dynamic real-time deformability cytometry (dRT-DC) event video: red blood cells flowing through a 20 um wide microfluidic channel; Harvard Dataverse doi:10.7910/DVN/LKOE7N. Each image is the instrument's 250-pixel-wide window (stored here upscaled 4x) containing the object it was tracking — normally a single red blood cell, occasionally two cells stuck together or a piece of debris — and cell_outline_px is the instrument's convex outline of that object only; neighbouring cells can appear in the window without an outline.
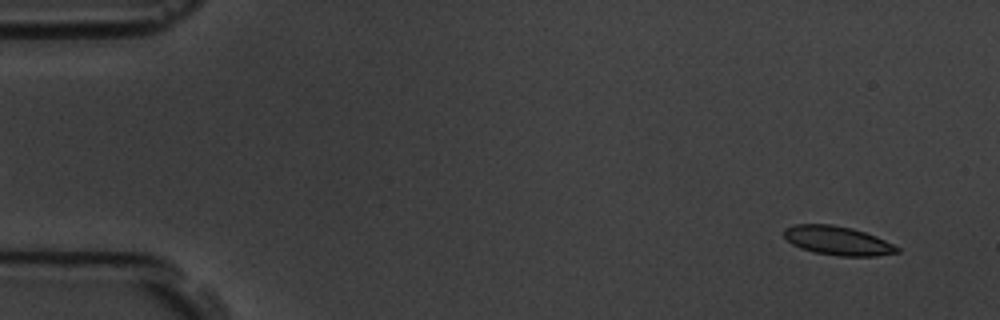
{"species": "common noctule bat (a hibernating species)", "species_latin": "Nyctalus noctula", "temperature_condition": "room temperature", "stored_images_in_passage": 6, "camera_frame_rate_fps": 3000, "um_per_image_px": 0.085, "animal": {"sex": "male", "body_mass_g": 19.5, "forearm_length_mm": 54.6}, "frame": {"image": 1, "passage_image": 3, "time_ms": 0.667, "image_size_px": [1000, 320], "cell_outline_px": [[900, 252], [876, 256], [840, 256], [816, 252], [800, 248], [792, 244], [784, 236], [784, 228], [792, 224], [832, 224], [852, 228], [876, 236], [900, 248]], "centroid_in_image_um": [71.19, 20.45], "position_along_channel_um": 13.8, "area_um2": 19.02}}